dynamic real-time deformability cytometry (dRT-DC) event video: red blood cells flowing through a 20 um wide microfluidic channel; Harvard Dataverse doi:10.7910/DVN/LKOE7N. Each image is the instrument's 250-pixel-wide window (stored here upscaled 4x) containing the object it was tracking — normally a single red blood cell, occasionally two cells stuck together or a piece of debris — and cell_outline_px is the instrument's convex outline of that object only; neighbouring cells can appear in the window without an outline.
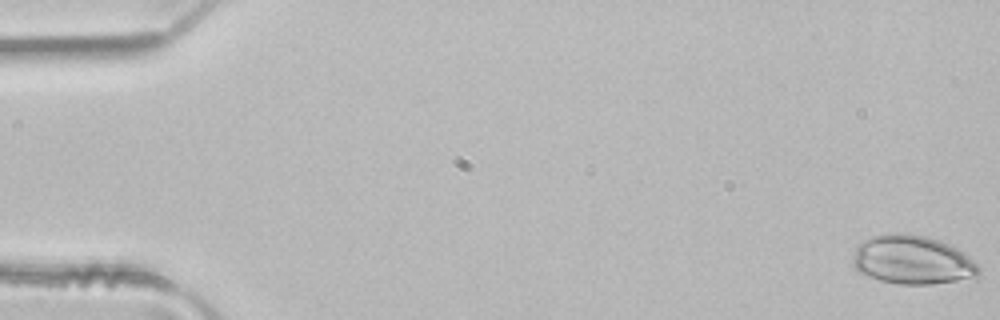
{"species": "common noctule bat (a hibernating species)", "species_latin": "Nyctalus noctula", "temperature_condition": "room temperature", "stored_images_in_passage": 50, "camera_frame_rate_fps": 3000, "um_per_image_px": 0.085, "animal": {"sex": "male", "body_mass_g": 21.5, "forearm_length_mm": 52.0}, "frame": {"image": 1, "passage_image": 1, "time_ms": 0.0, "image_size_px": [1000, 320], "cell_outline_px": [[980, 272], [976, 276], [956, 280], [932, 284], [900, 284], [880, 280], [856, 272], [852, 264], [852, 256], [856, 244], [872, 236], [888, 232], [904, 232], [924, 236], [940, 240], [964, 252], [980, 268]], "centroid_in_image_um": [77.48, 22.07], "position_along_channel_um": 7.5, "area_um2": 36.13}}
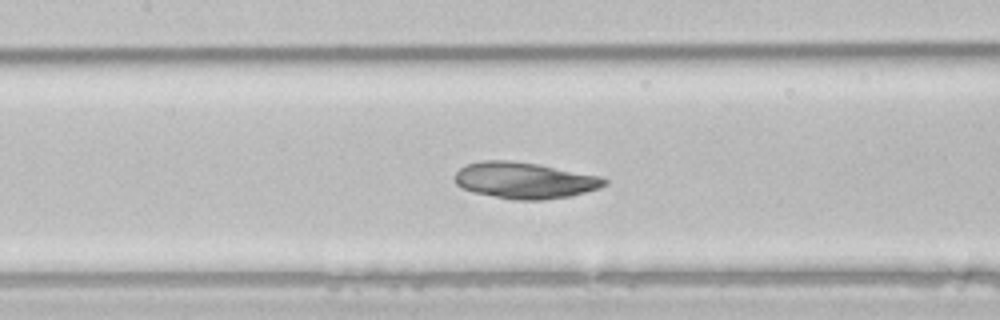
{"frame": {"image": 2, "passage_image": 23, "time_ms": 7.333, "image_size_px": [1000, 320], "cell_outline_px": [[608, 184], [600, 188], [572, 196], [544, 200], [512, 200], [472, 192], [460, 188], [456, 184], [456, 172], [460, 168], [468, 164], [480, 160], [508, 160], [536, 164], [600, 176], [608, 180]], "centroid_in_image_um": [44.59, 15.35], "position_along_channel_um": 162.8, "area_um2": 31.79}}
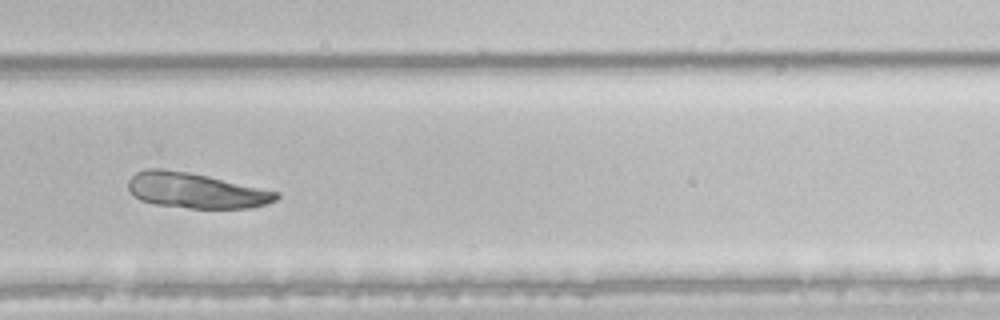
{"frame": {"image": 3, "passage_image": 34, "time_ms": 11.0, "image_size_px": [1000, 320], "cell_outline_px": [[280, 196], [276, 200], [268, 204], [252, 208], [188, 208], [156, 204], [140, 200], [128, 188], [128, 180], [136, 172], [144, 168], [160, 168], [188, 172], [208, 176], [280, 192]], "centroid_in_image_um": [16.66, 16.19], "position_along_channel_um": 313.1, "area_um2": 30.52}}